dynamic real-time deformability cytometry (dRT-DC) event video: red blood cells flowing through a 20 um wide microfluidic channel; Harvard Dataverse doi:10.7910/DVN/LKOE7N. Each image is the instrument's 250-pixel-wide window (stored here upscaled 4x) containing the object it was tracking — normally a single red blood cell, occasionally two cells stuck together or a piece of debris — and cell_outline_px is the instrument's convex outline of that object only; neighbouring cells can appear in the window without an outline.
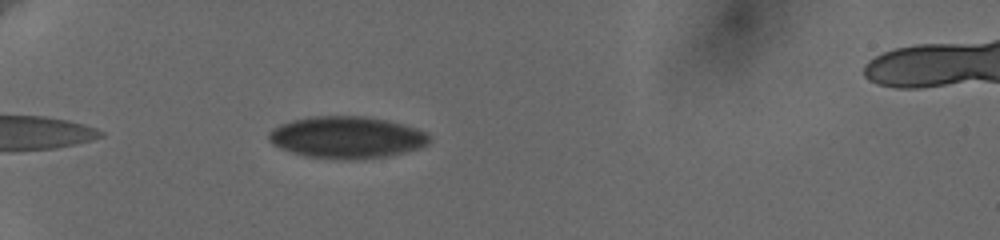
{"species": "human", "species_latin": "Homo sapiens", "temperature_condition": "cold", "stored_images_in_passage": 43, "camera_frame_rate_fps": 3000, "um_per_image_px": 0.085, "donor": {"sex": "female"}, "frame": {"image": 1, "passage_image": 4, "time_ms": 1.0, "image_size_px": [1000, 240], "cell_outline_px": [[428, 144], [420, 148], [388, 156], [352, 160], [344, 160], [308, 156], [292, 152], [280, 148], [272, 144], [268, 140], [268, 136], [280, 124], [292, 120], [312, 116], [364, 116], [384, 120], [416, 128], [424, 132], [428, 136]], "centroid_in_image_um": [29.46, 11.68], "position_along_channel_um": 55.5, "area_um2": 38.78}}
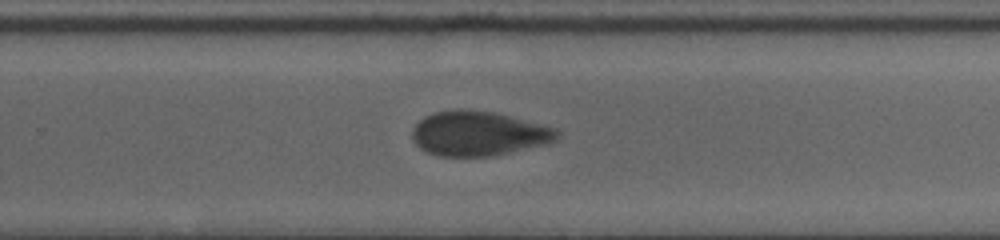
{"frame": {"image": 2, "passage_image": 26, "time_ms": 8.333, "image_size_px": [1000, 240], "cell_outline_px": [[560, 132], [556, 140], [548, 144], [492, 156], [440, 156], [428, 152], [420, 148], [412, 140], [412, 128], [424, 116], [436, 112], [456, 108], [464, 108], [496, 112], [556, 128]], "centroid_in_image_um": [40.68, 11.34], "position_along_channel_um": 289.1, "area_um2": 37.97}}
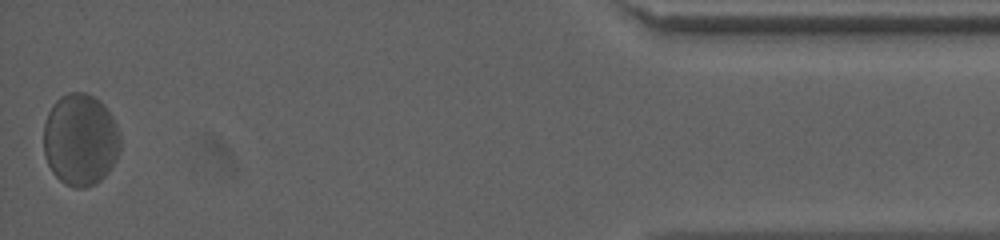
{"frame": {"image": 3, "passage_image": 43, "time_ms": 14.0, "image_size_px": [1000, 240], "cell_outline_px": [[120, 152], [116, 160], [108, 172], [100, 180], [84, 188], [76, 188], [64, 184], [52, 172], [48, 164], [44, 152], [44, 124], [48, 112], [52, 104], [60, 96], [68, 92], [84, 92], [100, 100], [104, 104], [112, 116], [116, 124], [120, 136]], "centroid_in_image_um": [6.83, 11.86], "position_along_channel_um": 428.4, "area_um2": 41.38}, "authors_computed_cell_mechanics": {"area_um2": 39.2462, "velocity_mm_per_s": 3.572, "shape_relaxation_time_tau1_ms": 8.9476, "shape_relaxation_time_tau2_ms": 2.9139, "deformation_change_tau1": 0.0972, "deformation_change_tau2": 0.0463}}